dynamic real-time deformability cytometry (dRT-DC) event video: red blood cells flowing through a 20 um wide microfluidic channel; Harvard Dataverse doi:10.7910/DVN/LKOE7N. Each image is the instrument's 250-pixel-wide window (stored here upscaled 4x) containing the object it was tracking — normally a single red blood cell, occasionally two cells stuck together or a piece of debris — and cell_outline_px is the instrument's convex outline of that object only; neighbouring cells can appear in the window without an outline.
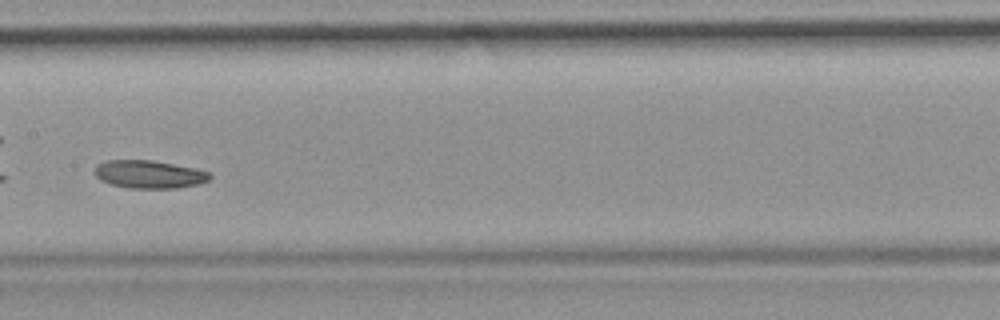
{"species": "common noctule bat (a hibernating species)", "species_latin": "Nyctalus noctula", "temperature_condition": "room temperature", "stored_images_in_passage": 34, "camera_frame_rate_fps": 3000, "um_per_image_px": 0.085, "animal": {"sex": "female", "body_mass_g": 19.9}, "frame": {"image": 1, "passage_image": 10, "time_ms": 3.0, "image_size_px": [1000, 320], "cell_outline_px": [[212, 176], [208, 180], [200, 184], [180, 188], [128, 188], [112, 184], [100, 180], [92, 172], [96, 164], [104, 160], [152, 160], [196, 168], [212, 172]], "centroid_in_image_um": [12.68, 14.81], "position_along_channel_um": 194.7, "area_um2": 19.13}}